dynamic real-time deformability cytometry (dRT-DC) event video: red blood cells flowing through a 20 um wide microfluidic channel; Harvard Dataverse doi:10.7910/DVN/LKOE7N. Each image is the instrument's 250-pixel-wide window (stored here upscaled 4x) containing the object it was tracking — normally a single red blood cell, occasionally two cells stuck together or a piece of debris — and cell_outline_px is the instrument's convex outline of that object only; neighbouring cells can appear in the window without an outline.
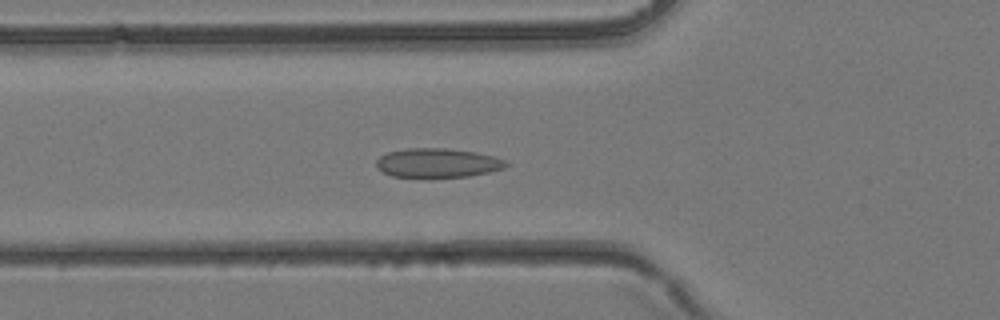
{"species": "common noctule bat (a hibernating species)", "species_latin": "Nyctalus noctula", "temperature_condition": "room temperature", "stored_images_in_passage": 39, "camera_frame_rate_fps": 3000, "um_per_image_px": 0.085, "animal": {"sex": "female", "body_mass_g": 24.6, "forearm_length_mm": 56.2}, "frame": {"image": 1, "passage_image": 14, "time_ms": 4.333, "image_size_px": [1000, 320], "cell_outline_px": [[508, 164], [504, 168], [488, 172], [468, 176], [392, 176], [384, 172], [376, 164], [376, 160], [380, 156], [388, 152], [404, 148], [444, 148], [476, 152], [508, 160]], "centroid_in_image_um": [37.21, 13.82], "position_along_channel_um": 88.6, "area_um2": 21.68}}
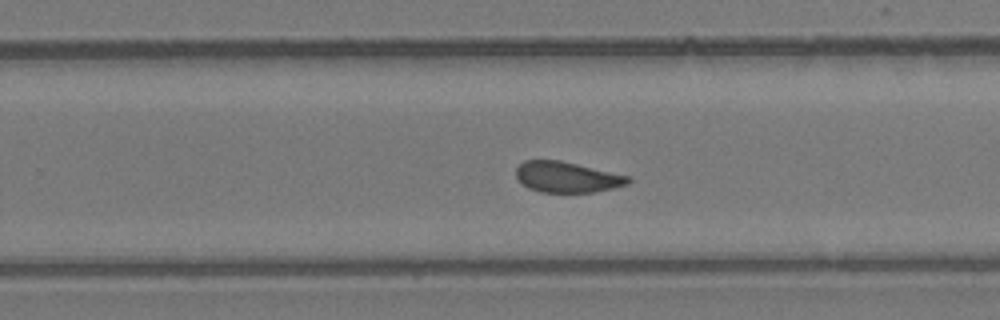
{"frame": {"image": 2, "passage_image": 25, "time_ms": 8.0, "image_size_px": [1000, 320], "cell_outline_px": [[632, 180], [628, 184], [612, 188], [592, 192], [540, 192], [528, 188], [516, 180], [516, 168], [524, 160], [560, 160], [628, 176]], "centroid_in_image_um": [48.14, 15.05], "position_along_channel_um": 281.7, "area_um2": 20.0}}
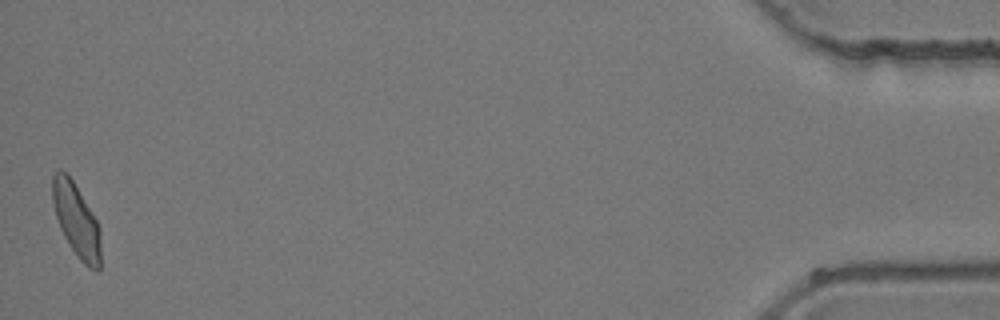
{"frame": {"image": 3, "passage_image": 39, "time_ms": 12.667, "image_size_px": [1000, 320], "cell_outline_px": [[100, 268], [96, 272], [88, 268], [80, 260], [68, 244], [60, 228], [56, 216], [52, 200], [52, 176], [60, 168], [68, 172], [92, 212], [100, 228]], "centroid_in_image_um": [6.48, 18.71], "position_along_channel_um": 428.7, "area_um2": 20.81}}